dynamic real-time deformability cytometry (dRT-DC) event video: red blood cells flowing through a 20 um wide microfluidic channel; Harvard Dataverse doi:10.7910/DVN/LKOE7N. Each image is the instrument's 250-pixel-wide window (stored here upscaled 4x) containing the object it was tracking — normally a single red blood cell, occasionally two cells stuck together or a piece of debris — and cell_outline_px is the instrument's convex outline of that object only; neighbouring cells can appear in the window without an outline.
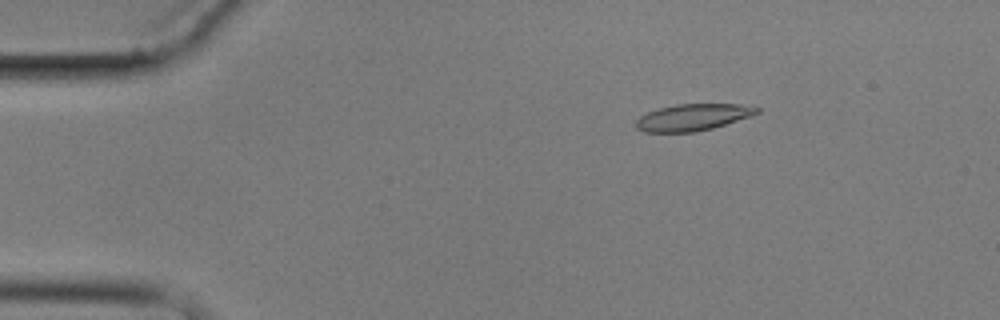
{"species": "common noctule bat (a hibernating species)", "species_latin": "Nyctalus noctula", "temperature_condition": "cold", "stored_images_in_passage": 8, "camera_frame_rate_fps": 3000, "um_per_image_px": 0.085, "animal": {"sex": "male", "body_mass_g": 17.9}, "frame": {"image": 1, "passage_image": 3, "time_ms": 2.333, "image_size_px": [1000, 320], "cell_outline_px": [[760, 112], [752, 116], [712, 128], [692, 132], [644, 132], [636, 128], [636, 120], [640, 116], [648, 112], [660, 108], [676, 104], [740, 104], [760, 108]], "centroid_in_image_um": [58.9, 9.96], "position_along_channel_um": 26.1, "area_um2": 18.73}}
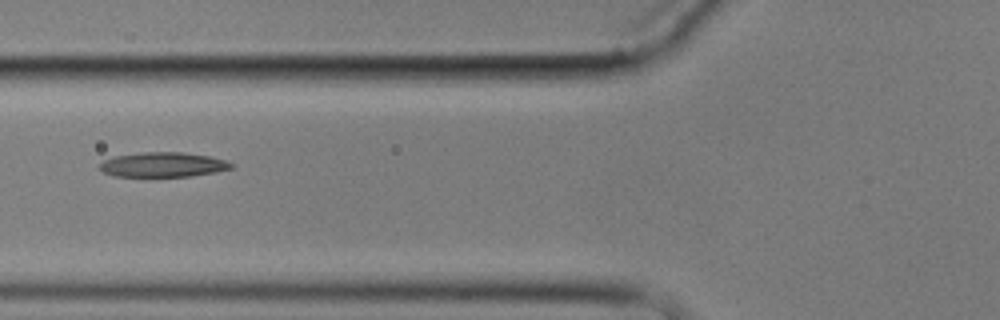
{"frame": {"image": 2, "passage_image": 7, "time_ms": 6.667, "image_size_px": [1000, 320], "cell_outline_px": [[232, 168], [216, 172], [192, 176], [112, 176], [104, 172], [100, 168], [100, 164], [104, 160], [116, 156], [144, 152], [184, 152], [208, 156], [224, 160], [232, 164]], "centroid_in_image_um": [13.86, 14.0], "position_along_channel_um": 111.9, "area_um2": 18.73}}
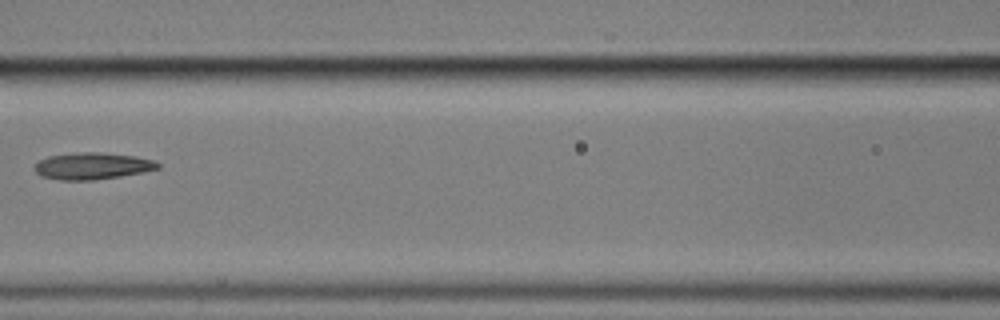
{"frame": {"image": 3, "passage_image": 8, "time_ms": 8.0, "image_size_px": [1000, 320], "cell_outline_px": [[160, 168], [144, 172], [120, 176], [92, 180], [60, 180], [40, 176], [32, 168], [40, 160], [48, 156], [84, 152], [100, 152], [136, 156], [152, 160], [160, 164]], "centroid_in_image_um": [7.84, 14.11], "position_along_channel_um": 158.8, "area_um2": 19.19}}